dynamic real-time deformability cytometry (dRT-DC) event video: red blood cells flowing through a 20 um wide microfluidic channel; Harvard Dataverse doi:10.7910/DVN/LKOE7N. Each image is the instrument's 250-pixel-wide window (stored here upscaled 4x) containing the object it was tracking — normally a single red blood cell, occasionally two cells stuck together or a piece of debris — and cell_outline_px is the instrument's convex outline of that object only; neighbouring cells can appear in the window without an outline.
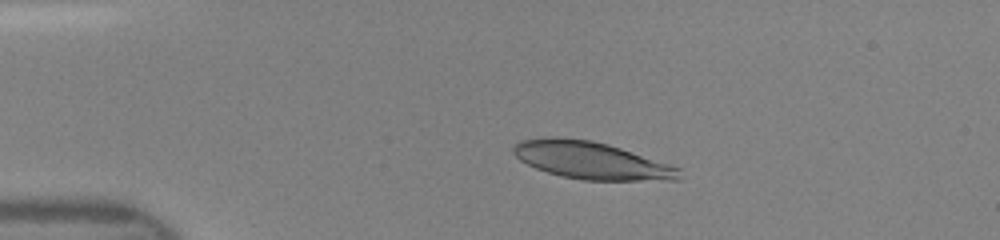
{"species": "human", "species_latin": "Homo sapiens", "temperature_condition": "room temperature", "stored_images_in_passage": 39, "camera_frame_rate_fps": 3000, "um_per_image_px": 0.085, "donor": {"sex": "female"}, "frame": {"image": 1, "passage_image": 9, "time_ms": 2.667, "image_size_px": [1000, 240], "cell_outline_px": [[684, 176], [680, 180], [584, 180], [564, 176], [548, 172], [536, 168], [520, 160], [512, 152], [512, 148], [520, 140], [548, 136], [556, 136], [592, 140], [608, 144], [680, 168]], "centroid_in_image_um": [50.26, 13.62], "position_along_channel_um": 34.7, "area_um2": 36.01}}
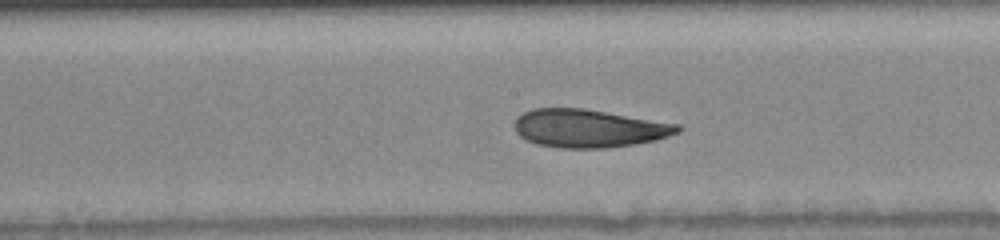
{"frame": {"image": 2, "passage_image": 24, "time_ms": 7.667, "image_size_px": [1000, 240], "cell_outline_px": [[680, 132], [656, 140], [636, 144], [604, 148], [560, 148], [536, 144], [520, 136], [516, 132], [512, 124], [524, 112], [532, 108], [584, 108], [680, 124]], "centroid_in_image_um": [50.05, 10.91], "position_along_channel_um": 198.2, "area_um2": 36.36}}
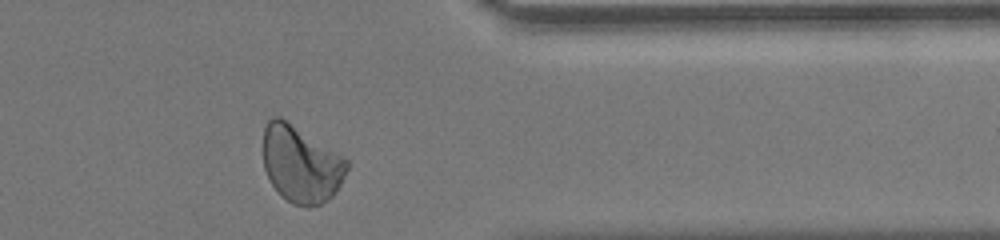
{"frame": {"image": 3, "passage_image": 38, "time_ms": 12.333, "image_size_px": [1000, 240], "cell_outline_px": [[348, 168], [340, 184], [332, 196], [328, 200], [320, 204], [308, 208], [292, 204], [272, 184], [264, 168], [264, 128], [268, 120], [272, 116], [280, 116], [348, 160]], "centroid_in_image_um": [25.58, 13.96], "position_along_channel_um": 385.8, "area_um2": 36.93}}